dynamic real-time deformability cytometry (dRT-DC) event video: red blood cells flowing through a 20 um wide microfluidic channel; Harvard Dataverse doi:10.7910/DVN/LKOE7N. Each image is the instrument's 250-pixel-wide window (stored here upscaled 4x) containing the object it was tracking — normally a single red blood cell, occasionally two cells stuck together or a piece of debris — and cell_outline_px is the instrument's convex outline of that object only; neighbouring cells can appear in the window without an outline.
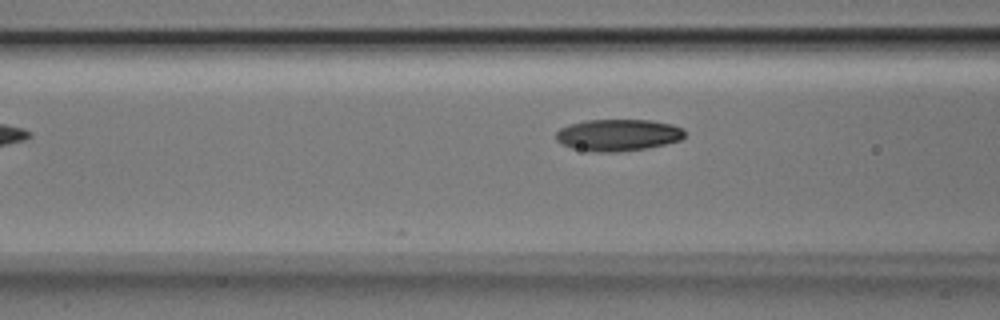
{"species": "Egyptian fruit bat (a non-hibernating species)", "species_latin": "Rousettus aegyptiacus", "temperature_condition": "room temperature", "stored_images_in_passage": 5, "camera_frame_rate_fps": 3000, "um_per_image_px": 0.085, "animal": {"sex": "male"}, "frame": {"image": 1, "passage_image": 5, "time_ms": 1.333, "image_size_px": [1000, 320], "cell_outline_px": [[684, 136], [680, 140], [664, 144], [644, 148], [616, 152], [596, 152], [572, 148], [556, 140], [556, 132], [560, 128], [568, 124], [584, 120], [652, 120], [672, 124], [684, 128]], "centroid_in_image_um": [52.52, 11.46], "position_along_channel_um": 114.1, "area_um2": 23.81}}